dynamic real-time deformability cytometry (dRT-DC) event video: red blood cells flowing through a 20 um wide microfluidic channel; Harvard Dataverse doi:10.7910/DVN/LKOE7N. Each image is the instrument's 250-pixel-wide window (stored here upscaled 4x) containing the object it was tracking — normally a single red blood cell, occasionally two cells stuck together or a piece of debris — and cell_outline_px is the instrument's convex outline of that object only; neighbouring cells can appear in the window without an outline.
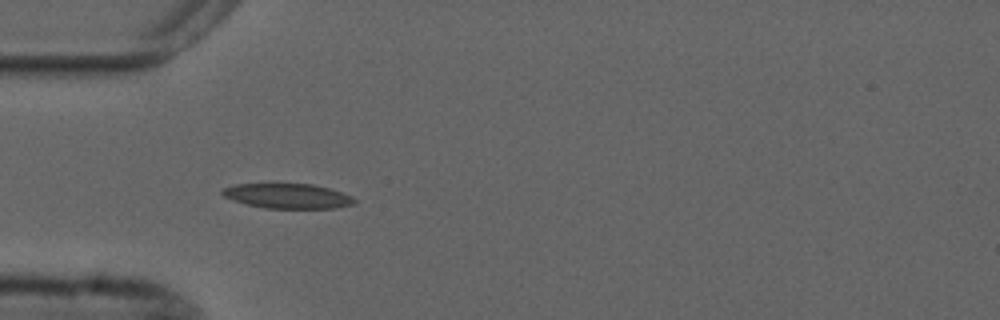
{"species": "common noctule bat (a hibernating species)", "species_latin": "Nyctalus noctula", "temperature_condition": "cold", "stored_images_in_passage": 4, "camera_frame_rate_fps": 3000, "um_per_image_px": 0.085, "animal": {"sex": "male", "forearm_length_mm": 52.5}, "frame": {"image": 1, "passage_image": 3, "time_ms": 4.0, "image_size_px": [1000, 320], "cell_outline_px": [[356, 204], [336, 208], [264, 208], [232, 200], [224, 196], [220, 192], [224, 188], [236, 184], [312, 184], [328, 188], [352, 196], [356, 200]], "centroid_in_image_um": [24.47, 16.66], "position_along_channel_um": 60.5, "area_um2": 19.02}}
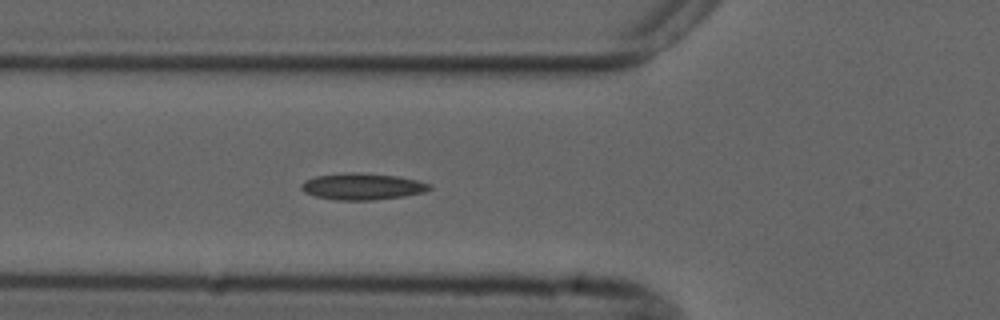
{"frame": {"image": 2, "passage_image": 4, "time_ms": 5.0, "image_size_px": [1000, 320], "cell_outline_px": [[432, 188], [424, 192], [404, 196], [372, 200], [336, 200], [316, 196], [304, 192], [300, 188], [300, 184], [304, 180], [316, 176], [348, 172], [360, 172], [396, 176], [416, 180], [432, 184]], "centroid_in_image_um": [30.78, 15.84], "position_along_channel_um": 95.0, "area_um2": 19.88}}